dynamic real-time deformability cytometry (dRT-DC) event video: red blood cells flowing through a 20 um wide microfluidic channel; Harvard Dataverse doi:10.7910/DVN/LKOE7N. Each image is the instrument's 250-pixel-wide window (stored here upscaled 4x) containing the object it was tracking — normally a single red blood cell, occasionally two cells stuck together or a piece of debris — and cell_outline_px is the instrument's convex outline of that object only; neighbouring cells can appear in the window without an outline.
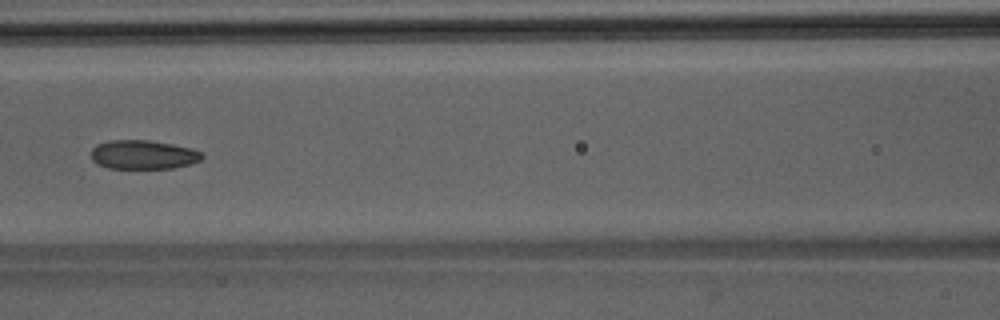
{"species": "Egyptian fruit bat (a non-hibernating species)", "species_latin": "Rousettus aegyptiacus", "temperature_condition": "room temperature", "stored_images_in_passage": 50, "camera_frame_rate_fps": 3000, "um_per_image_px": 0.085, "animal": {"sex": "male"}, "frame": {"image": 1, "passage_image": 23, "time_ms": 7.333, "image_size_px": [1000, 320], "cell_outline_px": [[204, 156], [200, 160], [188, 164], [172, 168], [108, 168], [96, 164], [92, 160], [92, 148], [96, 144], [108, 140], [148, 140], [172, 144], [192, 148], [200, 152]], "centroid_in_image_um": [12.13, 13.14], "position_along_channel_um": 154.5, "area_um2": 18.73}}
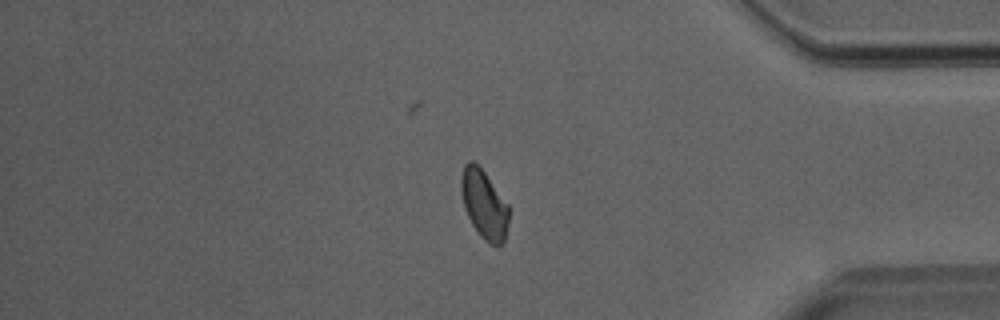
{"frame": {"image": 2, "passage_image": 42, "time_ms": 13.667, "image_size_px": [1000, 320], "cell_outline_px": [[508, 224], [504, 240], [496, 248], [488, 244], [480, 236], [472, 224], [464, 208], [460, 188], [460, 176], [464, 164], [468, 160], [472, 160], [484, 172], [508, 204]], "centroid_in_image_um": [41.12, 17.38], "position_along_channel_um": 394.1, "area_um2": 19.19}}
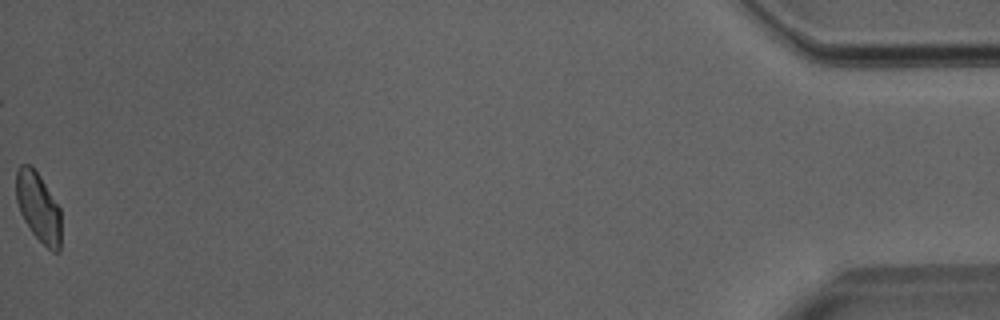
{"frame": {"image": 3, "passage_image": 50, "time_ms": 16.333, "image_size_px": [1000, 320], "cell_outline_px": [[60, 252], [52, 252], [32, 232], [24, 220], [20, 212], [16, 200], [16, 172], [20, 164], [28, 164], [40, 176], [60, 208]], "centroid_in_image_um": [3.25, 17.61], "position_along_channel_um": 431.9, "area_um2": 17.98}}